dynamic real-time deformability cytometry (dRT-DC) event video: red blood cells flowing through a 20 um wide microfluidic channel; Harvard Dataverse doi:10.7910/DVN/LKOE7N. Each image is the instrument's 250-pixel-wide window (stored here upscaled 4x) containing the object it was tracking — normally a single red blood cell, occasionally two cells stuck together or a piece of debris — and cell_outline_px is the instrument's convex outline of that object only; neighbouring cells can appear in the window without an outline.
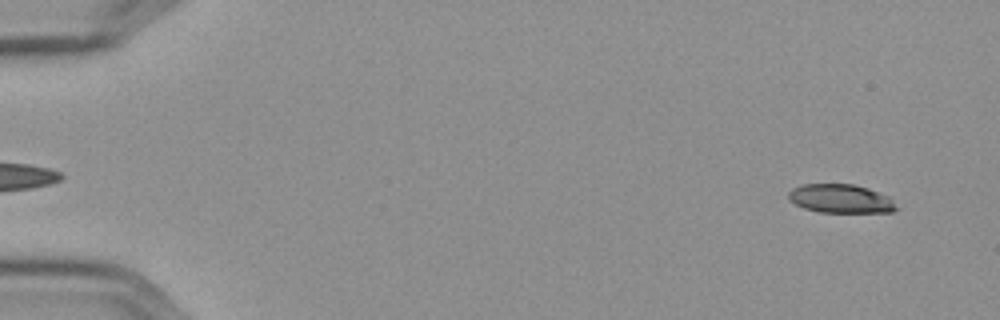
{"species": "Egyptian fruit bat (a non-hibernating species)", "species_latin": "Rousettus aegyptiacus", "temperature_condition": "cold", "stored_images_in_passage": 57, "camera_frame_rate_fps": 3000, "um_per_image_px": 0.085, "frame": {"image": 1, "passage_image": 4, "time_ms": 1.0, "image_size_px": [1000, 320], "cell_outline_px": [[900, 208], [892, 212], [820, 212], [804, 208], [788, 200], [788, 192], [792, 188], [804, 184], [852, 184], [868, 188], [888, 196]], "centroid_in_image_um": [71.46, 16.89], "position_along_channel_um": 13.5, "area_um2": 18.09}}
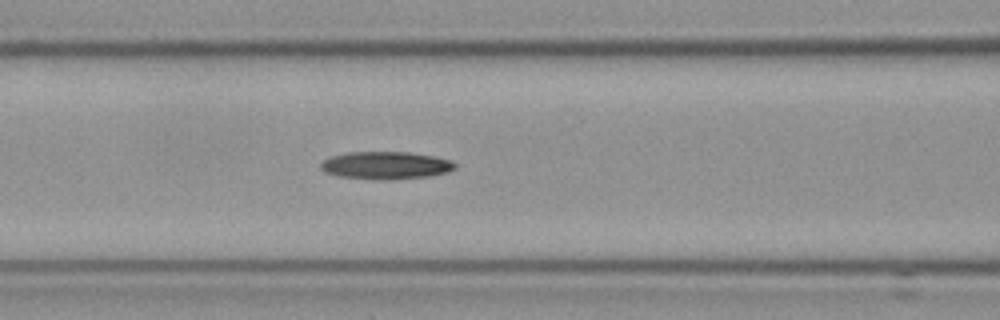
{"frame": {"image": 2, "passage_image": 25, "time_ms": 8.0, "image_size_px": [1000, 320], "cell_outline_px": [[456, 168], [448, 172], [428, 176], [380, 180], [336, 176], [324, 172], [320, 168], [320, 164], [324, 160], [332, 156], [348, 152], [408, 152], [432, 156], [448, 160], [456, 164]], "centroid_in_image_um": [32.75, 14.06], "position_along_channel_um": 133.9, "area_um2": 21.44}}
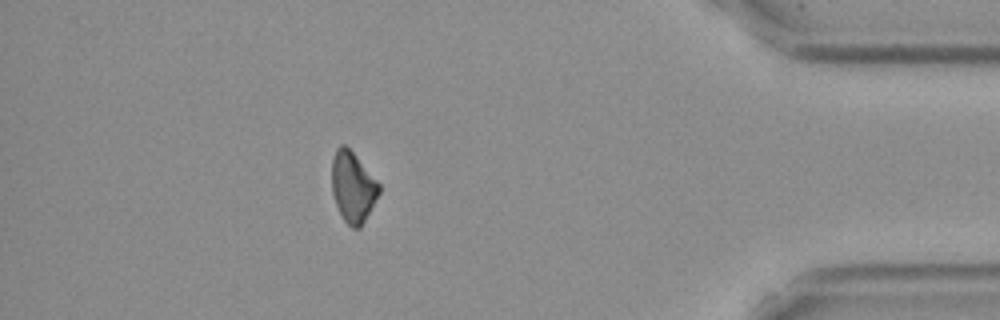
{"frame": {"image": 3, "passage_image": 51, "time_ms": 16.667, "image_size_px": [1000, 320], "cell_outline_px": [[380, 192], [360, 228], [352, 228], [344, 220], [336, 204], [332, 192], [332, 160], [336, 148], [340, 144], [344, 144], [352, 152], [380, 184]], "centroid_in_image_um": [29.98, 15.89], "position_along_channel_um": 405.2, "area_um2": 19.07}, "authors_computed_cell_mechanics": {"area_um2": 20.3456, "velocity_mm_per_s": 3.5993, "shape_relaxation_time_tau1_ms": 5.9295, "shape_relaxation_time_tau2_ms": null, "deformation_change_tau1": 0.1496, "deformation_change_tau2": null}}